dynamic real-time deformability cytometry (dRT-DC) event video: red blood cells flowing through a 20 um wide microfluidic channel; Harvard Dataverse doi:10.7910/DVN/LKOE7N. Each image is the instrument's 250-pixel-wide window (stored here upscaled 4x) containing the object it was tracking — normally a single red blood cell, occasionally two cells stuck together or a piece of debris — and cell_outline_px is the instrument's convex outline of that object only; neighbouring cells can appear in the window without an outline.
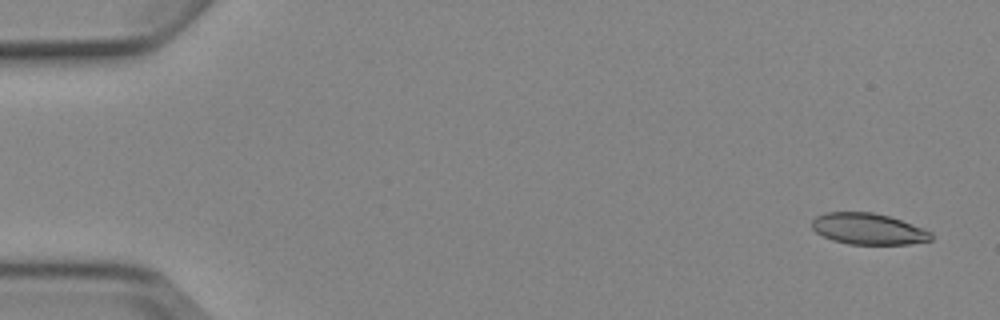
{"species": "Egyptian fruit bat (a non-hibernating species)", "species_latin": "Rousettus aegyptiacus", "temperature_condition": "cold", "stored_images_in_passage": 4, "camera_frame_rate_fps": 3000, "um_per_image_px": 0.085, "animal": {"sex": "female"}, "frame": {"image": 1, "passage_image": 1, "time_ms": 0.0, "image_size_px": [1000, 320], "cell_outline_px": [[932, 240], [908, 244], [848, 244], [832, 240], [816, 232], [812, 228], [812, 220], [816, 216], [824, 212], [872, 212], [888, 216], [900, 220], [932, 232]], "centroid_in_image_um": [73.77, 19.45], "position_along_channel_um": 11.2, "area_um2": 21.56}}
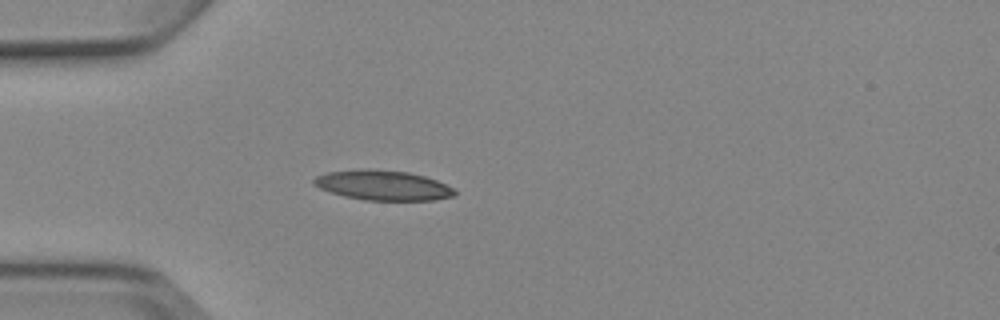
{"frame": {"image": 2, "passage_image": 4, "time_ms": 4.333, "image_size_px": [1000, 320], "cell_outline_px": [[456, 196], [436, 200], [364, 200], [344, 196], [320, 188], [312, 184], [312, 180], [316, 176], [328, 172], [360, 168], [372, 168], [408, 172], [424, 176], [436, 180], [456, 188]], "centroid_in_image_um": [32.57, 15.74], "position_along_channel_um": 52.4, "area_um2": 24.85}}